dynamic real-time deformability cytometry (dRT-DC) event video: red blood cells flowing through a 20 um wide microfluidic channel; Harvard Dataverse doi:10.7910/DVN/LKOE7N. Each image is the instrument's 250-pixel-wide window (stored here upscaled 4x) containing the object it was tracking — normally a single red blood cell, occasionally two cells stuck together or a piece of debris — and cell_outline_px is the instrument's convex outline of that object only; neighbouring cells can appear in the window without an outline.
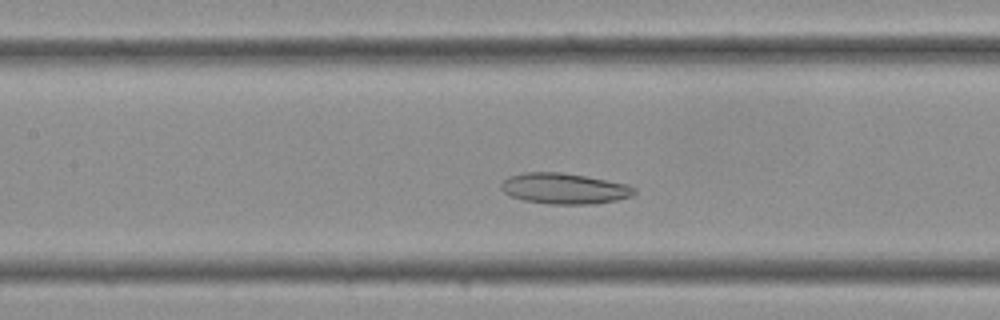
{"species": "Egyptian fruit bat (a non-hibernating species)", "species_latin": "Rousettus aegyptiacus", "temperature_condition": "cold", "stored_images_in_passage": 33, "camera_frame_rate_fps": 3000, "um_per_image_px": 0.085, "frame": {"image": 1, "passage_image": 12, "time_ms": 3.667, "image_size_px": [1000, 320], "cell_outline_px": [[636, 192], [632, 196], [616, 200], [596, 204], [548, 204], [524, 200], [512, 196], [504, 192], [500, 188], [500, 184], [508, 176], [524, 172], [564, 172], [628, 184], [636, 188]], "centroid_in_image_um": [47.97, 16.02], "position_along_channel_um": 159.4, "area_um2": 24.04}}
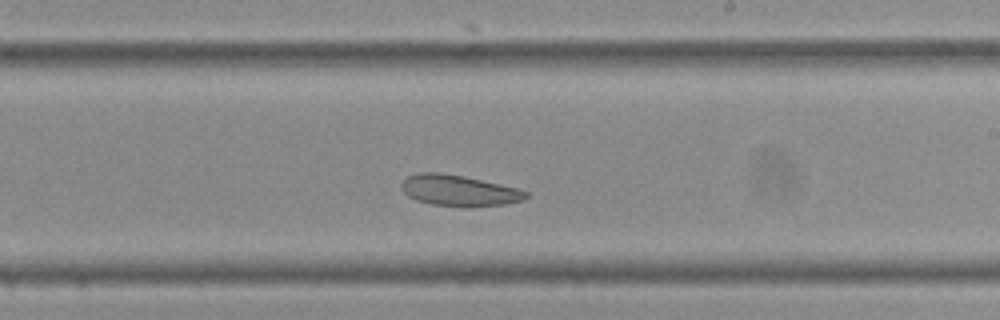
{"frame": {"image": 2, "passage_image": 17, "time_ms": 5.333, "image_size_px": [1000, 320], "cell_outline_px": [[528, 196], [524, 200], [504, 204], [432, 204], [416, 200], [408, 196], [400, 188], [400, 184], [408, 176], [420, 172], [440, 172], [464, 176], [520, 188], [528, 192]], "centroid_in_image_um": [38.99, 16.14], "position_along_channel_um": 250.0, "area_um2": 21.79}}
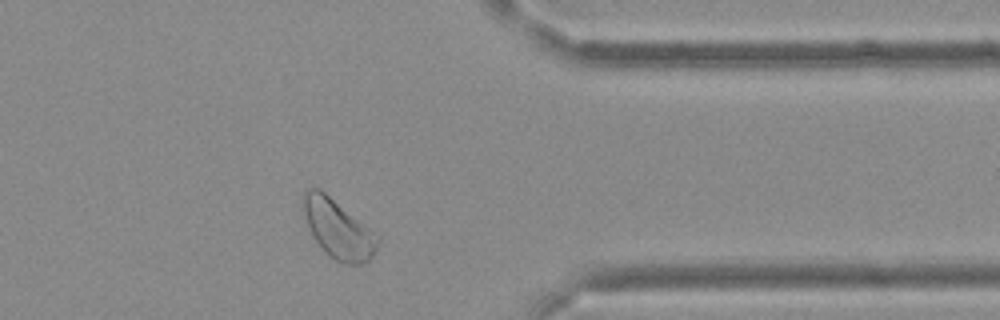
{"frame": {"image": 3, "passage_image": 25, "time_ms": 8.0, "image_size_px": [1000, 320], "cell_outline_px": [[380, 240], [372, 256], [368, 260], [360, 264], [344, 264], [328, 256], [312, 236], [300, 212], [300, 200], [304, 192], [308, 188], [320, 188], [380, 236]], "centroid_in_image_um": [28.67, 19.43], "position_along_channel_um": 382.7, "area_um2": 26.01}}